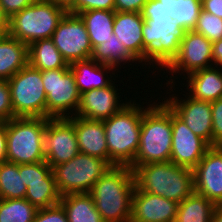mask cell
<instances>
[{
  "label": "cell",
  "mask_w": 222,
  "mask_h": 222,
  "mask_svg": "<svg viewBox=\"0 0 222 222\" xmlns=\"http://www.w3.org/2000/svg\"><path fill=\"white\" fill-rule=\"evenodd\" d=\"M216 205L206 197L193 192L178 203L175 222H211Z\"/></svg>",
  "instance_id": "cell-27"
},
{
  "label": "cell",
  "mask_w": 222,
  "mask_h": 222,
  "mask_svg": "<svg viewBox=\"0 0 222 222\" xmlns=\"http://www.w3.org/2000/svg\"><path fill=\"white\" fill-rule=\"evenodd\" d=\"M37 211L25 198L0 199V222H33Z\"/></svg>",
  "instance_id": "cell-31"
},
{
  "label": "cell",
  "mask_w": 222,
  "mask_h": 222,
  "mask_svg": "<svg viewBox=\"0 0 222 222\" xmlns=\"http://www.w3.org/2000/svg\"><path fill=\"white\" fill-rule=\"evenodd\" d=\"M33 222H68V217L59 203L52 207L38 209Z\"/></svg>",
  "instance_id": "cell-37"
},
{
  "label": "cell",
  "mask_w": 222,
  "mask_h": 222,
  "mask_svg": "<svg viewBox=\"0 0 222 222\" xmlns=\"http://www.w3.org/2000/svg\"><path fill=\"white\" fill-rule=\"evenodd\" d=\"M79 152L74 124L68 118H49L44 131L45 161L53 167L68 162Z\"/></svg>",
  "instance_id": "cell-12"
},
{
  "label": "cell",
  "mask_w": 222,
  "mask_h": 222,
  "mask_svg": "<svg viewBox=\"0 0 222 222\" xmlns=\"http://www.w3.org/2000/svg\"><path fill=\"white\" fill-rule=\"evenodd\" d=\"M7 34L0 28V40Z\"/></svg>",
  "instance_id": "cell-49"
},
{
  "label": "cell",
  "mask_w": 222,
  "mask_h": 222,
  "mask_svg": "<svg viewBox=\"0 0 222 222\" xmlns=\"http://www.w3.org/2000/svg\"><path fill=\"white\" fill-rule=\"evenodd\" d=\"M211 222H222V206H216L212 214Z\"/></svg>",
  "instance_id": "cell-47"
},
{
  "label": "cell",
  "mask_w": 222,
  "mask_h": 222,
  "mask_svg": "<svg viewBox=\"0 0 222 222\" xmlns=\"http://www.w3.org/2000/svg\"><path fill=\"white\" fill-rule=\"evenodd\" d=\"M68 11L49 0H35L9 19L8 34L27 44L52 37Z\"/></svg>",
  "instance_id": "cell-6"
},
{
  "label": "cell",
  "mask_w": 222,
  "mask_h": 222,
  "mask_svg": "<svg viewBox=\"0 0 222 222\" xmlns=\"http://www.w3.org/2000/svg\"><path fill=\"white\" fill-rule=\"evenodd\" d=\"M186 31L171 16L149 15L143 24V61L165 68L179 52Z\"/></svg>",
  "instance_id": "cell-5"
},
{
  "label": "cell",
  "mask_w": 222,
  "mask_h": 222,
  "mask_svg": "<svg viewBox=\"0 0 222 222\" xmlns=\"http://www.w3.org/2000/svg\"><path fill=\"white\" fill-rule=\"evenodd\" d=\"M201 9V0H172L167 15L189 31L196 26Z\"/></svg>",
  "instance_id": "cell-32"
},
{
  "label": "cell",
  "mask_w": 222,
  "mask_h": 222,
  "mask_svg": "<svg viewBox=\"0 0 222 222\" xmlns=\"http://www.w3.org/2000/svg\"><path fill=\"white\" fill-rule=\"evenodd\" d=\"M35 0H0V5L4 13L9 19L18 12H21L25 7L30 6Z\"/></svg>",
  "instance_id": "cell-39"
},
{
  "label": "cell",
  "mask_w": 222,
  "mask_h": 222,
  "mask_svg": "<svg viewBox=\"0 0 222 222\" xmlns=\"http://www.w3.org/2000/svg\"><path fill=\"white\" fill-rule=\"evenodd\" d=\"M111 166L103 159L79 152L68 162L52 167L60 196L89 193Z\"/></svg>",
  "instance_id": "cell-8"
},
{
  "label": "cell",
  "mask_w": 222,
  "mask_h": 222,
  "mask_svg": "<svg viewBox=\"0 0 222 222\" xmlns=\"http://www.w3.org/2000/svg\"><path fill=\"white\" fill-rule=\"evenodd\" d=\"M148 0H115L116 12L141 13Z\"/></svg>",
  "instance_id": "cell-40"
},
{
  "label": "cell",
  "mask_w": 222,
  "mask_h": 222,
  "mask_svg": "<svg viewBox=\"0 0 222 222\" xmlns=\"http://www.w3.org/2000/svg\"><path fill=\"white\" fill-rule=\"evenodd\" d=\"M0 28L8 34L9 31V17L4 13L0 5Z\"/></svg>",
  "instance_id": "cell-45"
},
{
  "label": "cell",
  "mask_w": 222,
  "mask_h": 222,
  "mask_svg": "<svg viewBox=\"0 0 222 222\" xmlns=\"http://www.w3.org/2000/svg\"><path fill=\"white\" fill-rule=\"evenodd\" d=\"M7 120L0 119V163L7 161Z\"/></svg>",
  "instance_id": "cell-42"
},
{
  "label": "cell",
  "mask_w": 222,
  "mask_h": 222,
  "mask_svg": "<svg viewBox=\"0 0 222 222\" xmlns=\"http://www.w3.org/2000/svg\"><path fill=\"white\" fill-rule=\"evenodd\" d=\"M212 146H222V98L211 102Z\"/></svg>",
  "instance_id": "cell-36"
},
{
  "label": "cell",
  "mask_w": 222,
  "mask_h": 222,
  "mask_svg": "<svg viewBox=\"0 0 222 222\" xmlns=\"http://www.w3.org/2000/svg\"><path fill=\"white\" fill-rule=\"evenodd\" d=\"M78 15L85 23L92 48L113 35L115 10H87Z\"/></svg>",
  "instance_id": "cell-25"
},
{
  "label": "cell",
  "mask_w": 222,
  "mask_h": 222,
  "mask_svg": "<svg viewBox=\"0 0 222 222\" xmlns=\"http://www.w3.org/2000/svg\"><path fill=\"white\" fill-rule=\"evenodd\" d=\"M51 39L69 65L91 58L93 48L89 35L84 21L77 14L67 12Z\"/></svg>",
  "instance_id": "cell-11"
},
{
  "label": "cell",
  "mask_w": 222,
  "mask_h": 222,
  "mask_svg": "<svg viewBox=\"0 0 222 222\" xmlns=\"http://www.w3.org/2000/svg\"><path fill=\"white\" fill-rule=\"evenodd\" d=\"M212 57L216 67H222V39L212 43Z\"/></svg>",
  "instance_id": "cell-44"
},
{
  "label": "cell",
  "mask_w": 222,
  "mask_h": 222,
  "mask_svg": "<svg viewBox=\"0 0 222 222\" xmlns=\"http://www.w3.org/2000/svg\"><path fill=\"white\" fill-rule=\"evenodd\" d=\"M27 187L19 173V164L0 163V199L25 198Z\"/></svg>",
  "instance_id": "cell-30"
},
{
  "label": "cell",
  "mask_w": 222,
  "mask_h": 222,
  "mask_svg": "<svg viewBox=\"0 0 222 222\" xmlns=\"http://www.w3.org/2000/svg\"><path fill=\"white\" fill-rule=\"evenodd\" d=\"M14 118L11 105V92L7 80L0 79V119L7 120Z\"/></svg>",
  "instance_id": "cell-38"
},
{
  "label": "cell",
  "mask_w": 222,
  "mask_h": 222,
  "mask_svg": "<svg viewBox=\"0 0 222 222\" xmlns=\"http://www.w3.org/2000/svg\"><path fill=\"white\" fill-rule=\"evenodd\" d=\"M7 81L14 118H46V94L40 70L28 64Z\"/></svg>",
  "instance_id": "cell-9"
},
{
  "label": "cell",
  "mask_w": 222,
  "mask_h": 222,
  "mask_svg": "<svg viewBox=\"0 0 222 222\" xmlns=\"http://www.w3.org/2000/svg\"><path fill=\"white\" fill-rule=\"evenodd\" d=\"M193 173L194 192L222 206V146H211Z\"/></svg>",
  "instance_id": "cell-15"
},
{
  "label": "cell",
  "mask_w": 222,
  "mask_h": 222,
  "mask_svg": "<svg viewBox=\"0 0 222 222\" xmlns=\"http://www.w3.org/2000/svg\"><path fill=\"white\" fill-rule=\"evenodd\" d=\"M25 199L37 209L52 207L60 203V193L57 190L56 181L51 171L43 182L29 184Z\"/></svg>",
  "instance_id": "cell-29"
},
{
  "label": "cell",
  "mask_w": 222,
  "mask_h": 222,
  "mask_svg": "<svg viewBox=\"0 0 222 222\" xmlns=\"http://www.w3.org/2000/svg\"><path fill=\"white\" fill-rule=\"evenodd\" d=\"M150 107L143 113L139 149L133 166L170 162L172 146L171 109L165 102Z\"/></svg>",
  "instance_id": "cell-4"
},
{
  "label": "cell",
  "mask_w": 222,
  "mask_h": 222,
  "mask_svg": "<svg viewBox=\"0 0 222 222\" xmlns=\"http://www.w3.org/2000/svg\"><path fill=\"white\" fill-rule=\"evenodd\" d=\"M114 8L115 0H76L68 12L78 15L87 10H114Z\"/></svg>",
  "instance_id": "cell-35"
},
{
  "label": "cell",
  "mask_w": 222,
  "mask_h": 222,
  "mask_svg": "<svg viewBox=\"0 0 222 222\" xmlns=\"http://www.w3.org/2000/svg\"><path fill=\"white\" fill-rule=\"evenodd\" d=\"M91 59L98 63L118 68L120 63L127 61L137 62L138 60L124 47V45L113 34L105 43L95 46L92 51Z\"/></svg>",
  "instance_id": "cell-28"
},
{
  "label": "cell",
  "mask_w": 222,
  "mask_h": 222,
  "mask_svg": "<svg viewBox=\"0 0 222 222\" xmlns=\"http://www.w3.org/2000/svg\"><path fill=\"white\" fill-rule=\"evenodd\" d=\"M113 84L114 82L105 88L92 89L82 93L78 110L72 112V116L90 120H105L119 112L128 102L126 104L120 103L119 93Z\"/></svg>",
  "instance_id": "cell-18"
},
{
  "label": "cell",
  "mask_w": 222,
  "mask_h": 222,
  "mask_svg": "<svg viewBox=\"0 0 222 222\" xmlns=\"http://www.w3.org/2000/svg\"><path fill=\"white\" fill-rule=\"evenodd\" d=\"M68 119L74 124L79 151L108 163V146L103 120H90L75 115Z\"/></svg>",
  "instance_id": "cell-19"
},
{
  "label": "cell",
  "mask_w": 222,
  "mask_h": 222,
  "mask_svg": "<svg viewBox=\"0 0 222 222\" xmlns=\"http://www.w3.org/2000/svg\"><path fill=\"white\" fill-rule=\"evenodd\" d=\"M171 123L170 161L178 166L193 170L211 146L204 139L194 134L172 110Z\"/></svg>",
  "instance_id": "cell-14"
},
{
  "label": "cell",
  "mask_w": 222,
  "mask_h": 222,
  "mask_svg": "<svg viewBox=\"0 0 222 222\" xmlns=\"http://www.w3.org/2000/svg\"><path fill=\"white\" fill-rule=\"evenodd\" d=\"M49 118L15 117L7 125V161L32 164L45 161L44 131Z\"/></svg>",
  "instance_id": "cell-7"
},
{
  "label": "cell",
  "mask_w": 222,
  "mask_h": 222,
  "mask_svg": "<svg viewBox=\"0 0 222 222\" xmlns=\"http://www.w3.org/2000/svg\"><path fill=\"white\" fill-rule=\"evenodd\" d=\"M187 79V89L190 90L189 96L192 98L207 102L222 98V69L213 65L188 74Z\"/></svg>",
  "instance_id": "cell-21"
},
{
  "label": "cell",
  "mask_w": 222,
  "mask_h": 222,
  "mask_svg": "<svg viewBox=\"0 0 222 222\" xmlns=\"http://www.w3.org/2000/svg\"><path fill=\"white\" fill-rule=\"evenodd\" d=\"M140 106L130 100L119 112L103 120L108 146V164L111 167H133L139 149L142 116L150 107Z\"/></svg>",
  "instance_id": "cell-2"
},
{
  "label": "cell",
  "mask_w": 222,
  "mask_h": 222,
  "mask_svg": "<svg viewBox=\"0 0 222 222\" xmlns=\"http://www.w3.org/2000/svg\"><path fill=\"white\" fill-rule=\"evenodd\" d=\"M202 9L222 19V0H201Z\"/></svg>",
  "instance_id": "cell-43"
},
{
  "label": "cell",
  "mask_w": 222,
  "mask_h": 222,
  "mask_svg": "<svg viewBox=\"0 0 222 222\" xmlns=\"http://www.w3.org/2000/svg\"><path fill=\"white\" fill-rule=\"evenodd\" d=\"M162 4L165 5H171L172 4V0H159Z\"/></svg>",
  "instance_id": "cell-48"
},
{
  "label": "cell",
  "mask_w": 222,
  "mask_h": 222,
  "mask_svg": "<svg viewBox=\"0 0 222 222\" xmlns=\"http://www.w3.org/2000/svg\"><path fill=\"white\" fill-rule=\"evenodd\" d=\"M41 75L46 94V118H68L72 111L77 112L81 94L72 70H44Z\"/></svg>",
  "instance_id": "cell-10"
},
{
  "label": "cell",
  "mask_w": 222,
  "mask_h": 222,
  "mask_svg": "<svg viewBox=\"0 0 222 222\" xmlns=\"http://www.w3.org/2000/svg\"><path fill=\"white\" fill-rule=\"evenodd\" d=\"M52 171V167L46 161L32 164H19V173L22 174L26 187L31 183L43 182V179Z\"/></svg>",
  "instance_id": "cell-34"
},
{
  "label": "cell",
  "mask_w": 222,
  "mask_h": 222,
  "mask_svg": "<svg viewBox=\"0 0 222 222\" xmlns=\"http://www.w3.org/2000/svg\"><path fill=\"white\" fill-rule=\"evenodd\" d=\"M60 204L65 209L68 222H104L89 193L62 196Z\"/></svg>",
  "instance_id": "cell-26"
},
{
  "label": "cell",
  "mask_w": 222,
  "mask_h": 222,
  "mask_svg": "<svg viewBox=\"0 0 222 222\" xmlns=\"http://www.w3.org/2000/svg\"><path fill=\"white\" fill-rule=\"evenodd\" d=\"M168 10L169 5L162 4L159 0H148L141 14L145 20L149 15H167Z\"/></svg>",
  "instance_id": "cell-41"
},
{
  "label": "cell",
  "mask_w": 222,
  "mask_h": 222,
  "mask_svg": "<svg viewBox=\"0 0 222 222\" xmlns=\"http://www.w3.org/2000/svg\"><path fill=\"white\" fill-rule=\"evenodd\" d=\"M134 190V171L128 166H112L89 194L104 222H130Z\"/></svg>",
  "instance_id": "cell-1"
},
{
  "label": "cell",
  "mask_w": 222,
  "mask_h": 222,
  "mask_svg": "<svg viewBox=\"0 0 222 222\" xmlns=\"http://www.w3.org/2000/svg\"><path fill=\"white\" fill-rule=\"evenodd\" d=\"M70 69L75 76L76 85L80 94L92 89L105 88L112 83L110 79L112 75L106 78V74L104 73L109 70L112 71L114 68L98 63L91 58L73 62L70 64Z\"/></svg>",
  "instance_id": "cell-22"
},
{
  "label": "cell",
  "mask_w": 222,
  "mask_h": 222,
  "mask_svg": "<svg viewBox=\"0 0 222 222\" xmlns=\"http://www.w3.org/2000/svg\"><path fill=\"white\" fill-rule=\"evenodd\" d=\"M28 45L9 34L0 40V79L9 80L28 65Z\"/></svg>",
  "instance_id": "cell-23"
},
{
  "label": "cell",
  "mask_w": 222,
  "mask_h": 222,
  "mask_svg": "<svg viewBox=\"0 0 222 222\" xmlns=\"http://www.w3.org/2000/svg\"><path fill=\"white\" fill-rule=\"evenodd\" d=\"M135 186L180 203L194 192L193 170L173 162L149 163L133 166Z\"/></svg>",
  "instance_id": "cell-3"
},
{
  "label": "cell",
  "mask_w": 222,
  "mask_h": 222,
  "mask_svg": "<svg viewBox=\"0 0 222 222\" xmlns=\"http://www.w3.org/2000/svg\"><path fill=\"white\" fill-rule=\"evenodd\" d=\"M212 42L205 36L194 31H186L179 47V52L165 67L173 73L184 71L188 74L200 69L213 67Z\"/></svg>",
  "instance_id": "cell-13"
},
{
  "label": "cell",
  "mask_w": 222,
  "mask_h": 222,
  "mask_svg": "<svg viewBox=\"0 0 222 222\" xmlns=\"http://www.w3.org/2000/svg\"><path fill=\"white\" fill-rule=\"evenodd\" d=\"M57 4L58 6H61L65 8L67 11L73 6V4L76 2V0H49Z\"/></svg>",
  "instance_id": "cell-46"
},
{
  "label": "cell",
  "mask_w": 222,
  "mask_h": 222,
  "mask_svg": "<svg viewBox=\"0 0 222 222\" xmlns=\"http://www.w3.org/2000/svg\"><path fill=\"white\" fill-rule=\"evenodd\" d=\"M177 209L176 201L143 192L135 186L130 222H175Z\"/></svg>",
  "instance_id": "cell-17"
},
{
  "label": "cell",
  "mask_w": 222,
  "mask_h": 222,
  "mask_svg": "<svg viewBox=\"0 0 222 222\" xmlns=\"http://www.w3.org/2000/svg\"><path fill=\"white\" fill-rule=\"evenodd\" d=\"M193 30L213 43L222 39V19L201 9Z\"/></svg>",
  "instance_id": "cell-33"
},
{
  "label": "cell",
  "mask_w": 222,
  "mask_h": 222,
  "mask_svg": "<svg viewBox=\"0 0 222 222\" xmlns=\"http://www.w3.org/2000/svg\"><path fill=\"white\" fill-rule=\"evenodd\" d=\"M144 22L141 13L115 11L113 34L139 63L143 61Z\"/></svg>",
  "instance_id": "cell-20"
},
{
  "label": "cell",
  "mask_w": 222,
  "mask_h": 222,
  "mask_svg": "<svg viewBox=\"0 0 222 222\" xmlns=\"http://www.w3.org/2000/svg\"><path fill=\"white\" fill-rule=\"evenodd\" d=\"M187 97V100H179L175 95L164 102L194 134L212 146L211 102L197 100L189 95Z\"/></svg>",
  "instance_id": "cell-16"
},
{
  "label": "cell",
  "mask_w": 222,
  "mask_h": 222,
  "mask_svg": "<svg viewBox=\"0 0 222 222\" xmlns=\"http://www.w3.org/2000/svg\"><path fill=\"white\" fill-rule=\"evenodd\" d=\"M28 54V64L34 69L44 71L70 68L51 38L32 42L28 46Z\"/></svg>",
  "instance_id": "cell-24"
}]
</instances>
